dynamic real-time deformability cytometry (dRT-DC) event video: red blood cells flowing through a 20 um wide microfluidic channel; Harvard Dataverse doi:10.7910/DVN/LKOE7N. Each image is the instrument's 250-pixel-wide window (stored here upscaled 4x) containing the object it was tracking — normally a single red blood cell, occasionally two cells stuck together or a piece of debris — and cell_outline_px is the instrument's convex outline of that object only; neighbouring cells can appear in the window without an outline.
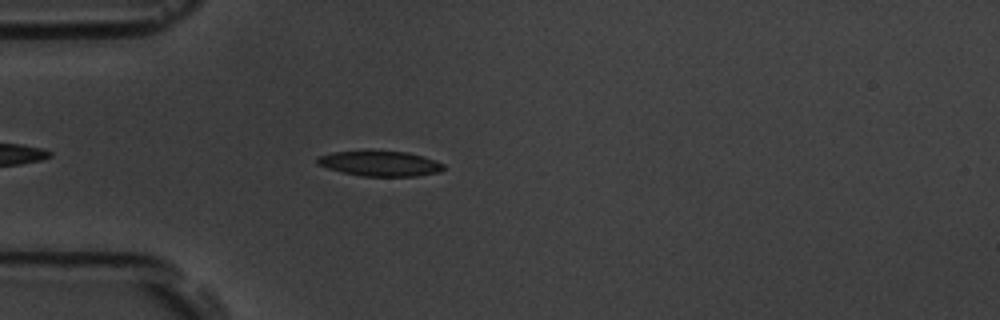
{"species": "common noctule bat (a hibernating species)", "species_latin": "Nyctalus noctula", "temperature_condition": "room temperature", "stored_images_in_passage": 40, "camera_frame_rate_fps": 3000, "um_per_image_px": 0.085, "animal": {"sex": "male", "body_mass_g": 19.5, "forearm_length_mm": 54.6}, "frame": {"image": 1, "passage_image": 6, "time_ms": 1.667, "image_size_px": [1000, 320], "cell_outline_px": [[444, 168], [440, 172], [416, 176], [364, 176], [344, 172], [328, 168], [316, 164], [316, 156], [332, 152], [364, 148], [408, 152], [444, 164]], "centroid_in_image_um": [32.21, 13.85], "position_along_channel_um": 52.8, "area_um2": 19.13}}
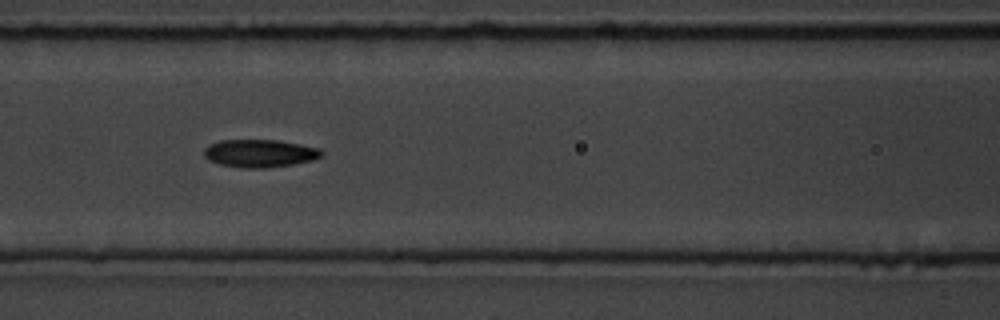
{"frame": {"image": 2, "passage_image": 14, "time_ms": 4.333, "image_size_px": [1000, 320], "cell_outline_px": [[324, 152], [320, 156], [312, 160], [292, 164], [264, 168], [244, 168], [220, 164], [208, 160], [204, 156], [204, 148], [208, 144], [220, 140], [276, 140], [300, 144], [320, 148]], "centroid_in_image_um": [22.05, 13.02], "position_along_channel_um": 144.6, "area_um2": 19.02}}
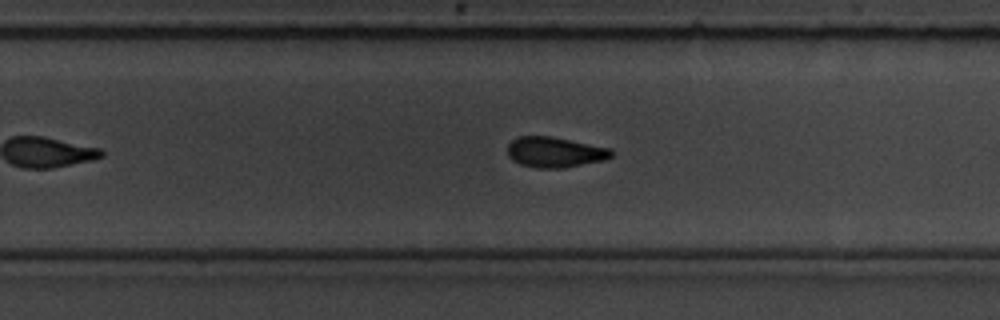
{"frame": {"image": 3, "passage_image": 25, "time_ms": 8.0, "image_size_px": [1000, 320], "cell_outline_px": [[616, 152], [612, 156], [604, 160], [564, 168], [536, 168], [520, 164], [512, 160], [508, 156], [508, 144], [512, 140], [520, 136], [552, 136], [612, 148]], "centroid_in_image_um": [47.2, 12.93], "position_along_channel_um": 282.6, "area_um2": 18.67}, "authors_computed_cell_mechanics": {"area_um2": 18.9873, "velocity_mm_per_s": 3.7891, "shape_relaxation_time_tau1_ms": 4.3023, "shape_relaxation_time_tau2_ms": 2.2243, "deformation_change_tau1": 0.1275, "deformation_change_tau2": 0.0843}}